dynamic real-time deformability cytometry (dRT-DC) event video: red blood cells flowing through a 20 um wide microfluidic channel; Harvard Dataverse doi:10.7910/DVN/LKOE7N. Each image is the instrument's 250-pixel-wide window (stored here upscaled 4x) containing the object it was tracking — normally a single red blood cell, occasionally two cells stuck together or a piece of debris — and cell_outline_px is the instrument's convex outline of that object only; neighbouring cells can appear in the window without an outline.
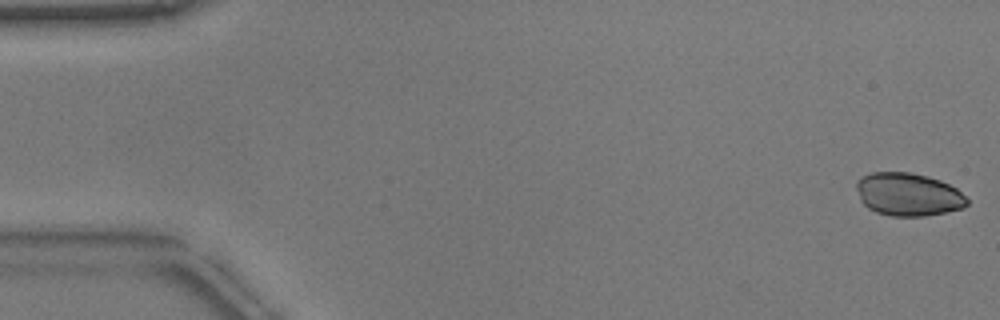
{"species": "common noctule bat (a hibernating species)", "species_latin": "Nyctalus noctula", "temperature_condition": "warm", "stored_images_in_passage": 52, "camera_frame_rate_fps": 3000, "um_per_image_px": 0.085, "animal": {"sex": "male", "body_mass_g": 17.9}, "frame": {"image": 1, "passage_image": 1, "time_ms": 0.0, "image_size_px": [1000, 320], "cell_outline_px": [[968, 204], [964, 208], [924, 216], [888, 216], [876, 212], [868, 208], [860, 200], [856, 188], [856, 180], [872, 172], [908, 172], [928, 176], [940, 180], [956, 188], [968, 200]], "centroid_in_image_um": [77.18, 16.53], "position_along_channel_um": 7.8, "area_um2": 27.74}}
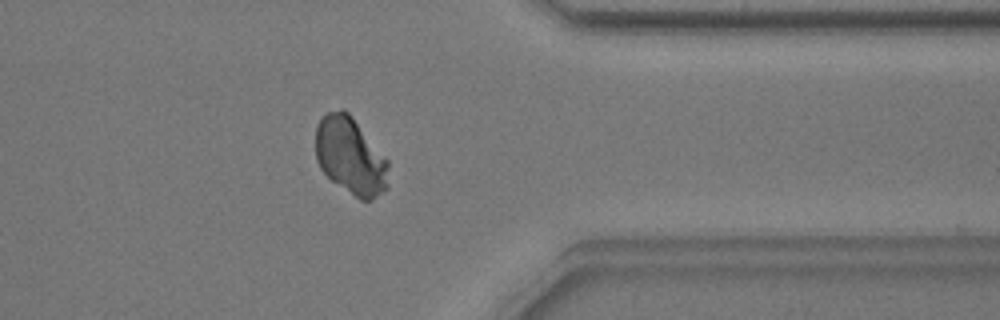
{"frame": {"image": 2, "passage_image": 42, "time_ms": 13.667, "image_size_px": [1000, 320], "cell_outline_px": [[388, 188], [372, 200], [360, 200], [332, 180], [320, 168], [316, 160], [316, 124], [328, 112], [340, 108], [344, 108], [348, 112], [388, 160]], "centroid_in_image_um": [29.79, 13.26], "position_along_channel_um": 381.6, "area_um2": 32.66}}
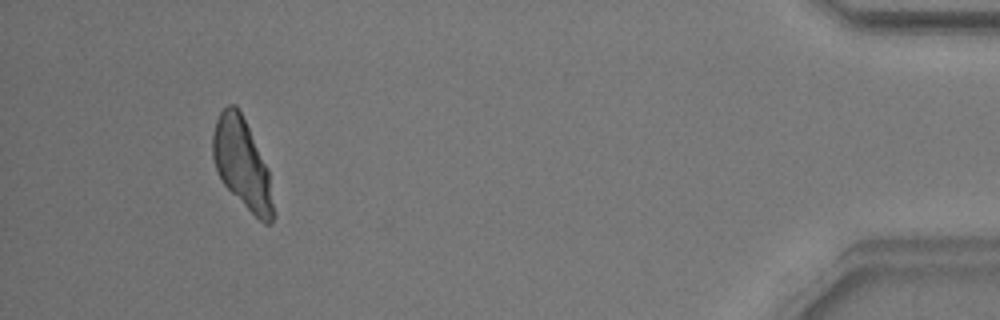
{"frame": {"image": 3, "passage_image": 49, "time_ms": 16.0, "image_size_px": [1000, 320], "cell_outline_px": [[272, 224], [264, 224], [224, 184], [216, 168], [212, 156], [212, 136], [216, 120], [220, 112], [228, 104], [236, 104], [268, 168], [272, 204]], "centroid_in_image_um": [20.55, 13.87], "position_along_channel_um": 414.7, "area_um2": 30.63}}